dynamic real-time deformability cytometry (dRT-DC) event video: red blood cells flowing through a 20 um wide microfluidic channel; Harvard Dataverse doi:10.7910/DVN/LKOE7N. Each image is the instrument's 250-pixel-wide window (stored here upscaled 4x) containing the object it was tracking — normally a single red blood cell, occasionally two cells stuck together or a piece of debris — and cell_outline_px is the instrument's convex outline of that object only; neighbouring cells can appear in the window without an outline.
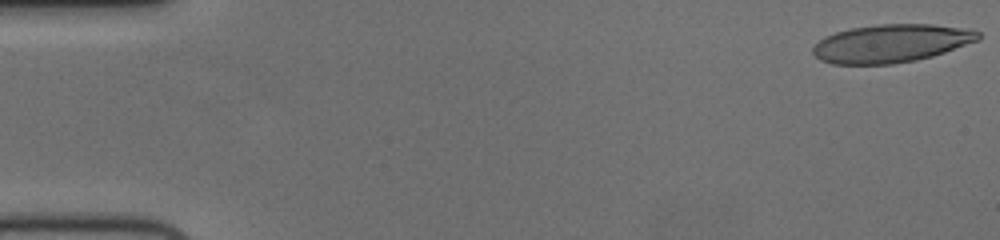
{"species": "human", "species_latin": "Homo sapiens", "temperature_condition": "cold", "stored_images_in_passage": 55, "camera_frame_rate_fps": 3000, "um_per_image_px": 0.085, "donor": {"sex": "female"}, "frame": {"image": 1, "passage_image": 1, "time_ms": 0.0, "image_size_px": [1000, 240], "cell_outline_px": [[980, 40], [932, 56], [916, 60], [892, 64], [832, 64], [820, 60], [812, 52], [812, 48], [824, 36], [848, 28], [880, 24], [932, 24], [972, 28], [980, 32]], "centroid_in_image_um": [75.77, 3.68], "position_along_channel_um": 9.2, "area_um2": 36.99}}
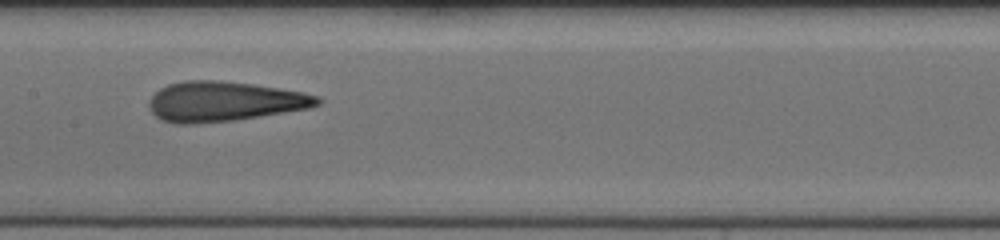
{"frame": {"image": 2, "passage_image": 28, "time_ms": 9.0, "image_size_px": [1000, 240], "cell_outline_px": [[324, 100], [320, 104], [308, 108], [236, 120], [196, 124], [176, 124], [160, 120], [148, 108], [148, 100], [160, 88], [168, 84], [184, 80], [220, 80], [252, 84], [304, 92], [320, 96]], "centroid_in_image_um": [19.04, 8.63], "position_along_channel_um": 188.4, "area_um2": 39.48}}
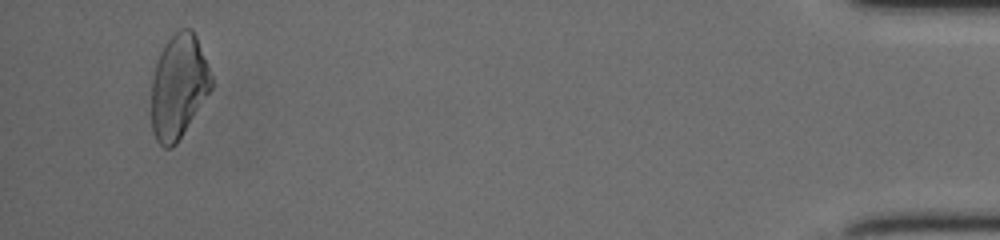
{"frame": {"image": 3, "passage_image": 53, "time_ms": 17.333, "image_size_px": [1000, 240], "cell_outline_px": [[212, 88], [176, 144], [172, 148], [164, 148], [156, 140], [152, 132], [152, 76], [156, 60], [164, 44], [180, 28], [192, 28], [196, 36], [212, 76]], "centroid_in_image_um": [15.16, 7.35], "position_along_channel_um": 420.0, "area_um2": 36.24}, "authors_computed_cell_mechanics": {"area_um2": 37.7434, "velocity_mm_per_s": 3.7313, "shape_relaxation_time_tau1_ms": 7.9129, "shape_relaxation_time_tau2_ms": 1.9631, "deformation_change_tau1": 0.2483, "deformation_change_tau2": 0.1276}}